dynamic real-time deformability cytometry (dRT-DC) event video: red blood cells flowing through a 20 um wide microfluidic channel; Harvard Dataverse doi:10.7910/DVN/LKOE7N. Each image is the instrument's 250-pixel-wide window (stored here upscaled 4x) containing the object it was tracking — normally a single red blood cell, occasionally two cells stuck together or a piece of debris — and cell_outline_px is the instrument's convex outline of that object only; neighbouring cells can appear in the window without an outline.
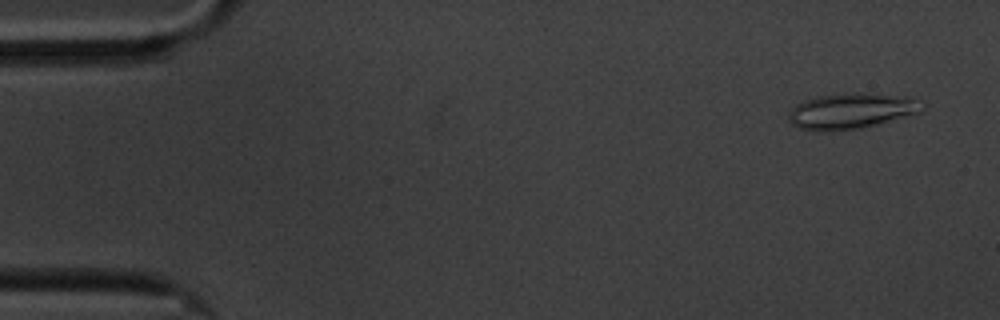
{"species": "common noctule bat (a hibernating species)", "species_latin": "Nyctalus noctula", "temperature_condition": "cold", "stored_images_in_passage": 59, "camera_frame_rate_fps": 3000, "um_per_image_px": 0.085, "animal": {"sex": "male", "body_mass_g": 20.1, "forearm_length_mm": 53.5}, "frame": {"image": 1, "passage_image": 3, "time_ms": 0.667, "image_size_px": [1000, 320], "cell_outline_px": [[928, 104], [920, 112], [876, 124], [860, 128], [828, 132], [816, 132], [800, 128], [792, 124], [788, 120], [788, 112], [796, 104], [804, 100], [816, 96], [856, 92], [864, 92], [904, 96]], "centroid_in_image_um": [72.33, 9.43], "position_along_channel_um": 12.7, "area_um2": 28.03}}
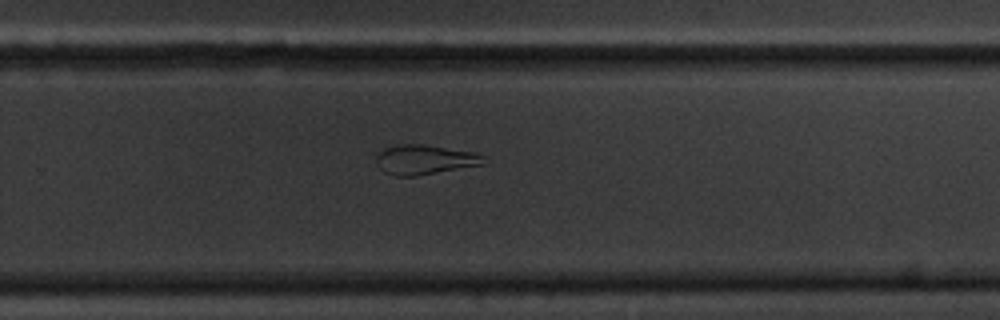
{"frame": {"image": 2, "passage_image": 38, "time_ms": 12.333, "image_size_px": [1000, 320], "cell_outline_px": [[492, 160], [484, 164], [416, 176], [396, 176], [384, 172], [376, 164], [376, 152], [384, 148], [396, 144], [420, 144], [472, 152], [484, 156]], "centroid_in_image_um": [36.08, 13.57], "position_along_channel_um": 293.7, "area_um2": 18.73}}
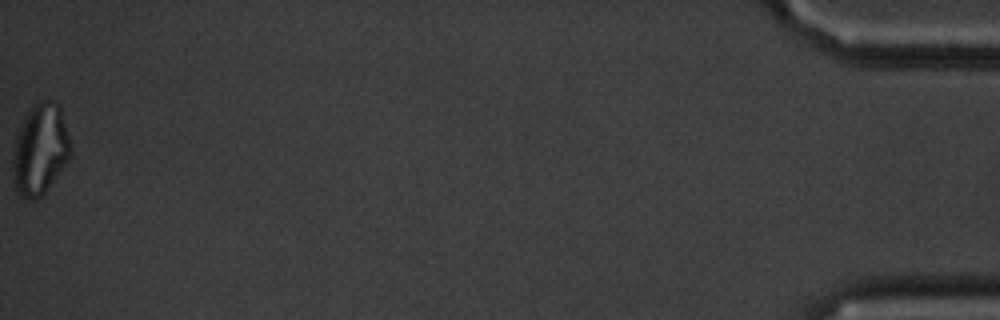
{"frame": {"image": 3, "passage_image": 59, "time_ms": 19.333, "image_size_px": [1000, 320], "cell_outline_px": [[72, 152], [68, 160], [44, 192], [36, 200], [28, 200], [16, 188], [12, 160], [16, 136], [28, 112], [40, 100], [52, 100], [60, 108], [68, 136]], "centroid_in_image_um": [3.42, 12.7], "position_along_channel_um": 431.8, "area_um2": 29.65}, "authors_computed_cell_mechanics": {"area_um2": 22.0796, "velocity_mm_per_s": 3.3685, "shape_relaxation_time_tau1_ms": null, "shape_relaxation_time_tau2_ms": 3.2467, "deformation_change_tau1": null, "deformation_change_tau2": 0.127}}